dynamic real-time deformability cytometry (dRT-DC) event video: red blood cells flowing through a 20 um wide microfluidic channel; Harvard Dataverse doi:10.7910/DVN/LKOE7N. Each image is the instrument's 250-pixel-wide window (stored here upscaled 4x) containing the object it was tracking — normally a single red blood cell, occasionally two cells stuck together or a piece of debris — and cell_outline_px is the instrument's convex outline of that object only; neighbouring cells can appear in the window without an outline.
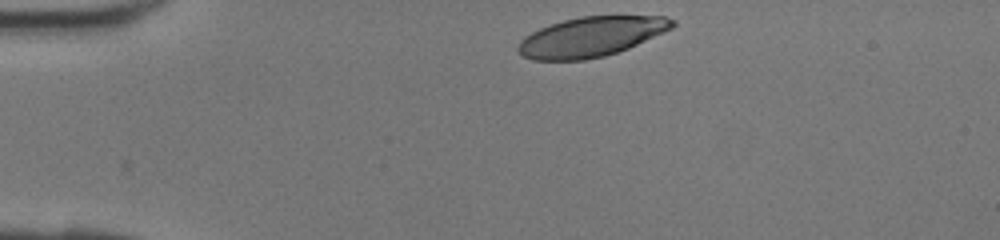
{"species": "human", "species_latin": "Homo sapiens", "temperature_condition": "room temperature", "stored_images_in_passage": 29, "camera_frame_rate_fps": 3000, "um_per_image_px": 0.085, "donor": {"sex": "female"}, "frame": {"image": 1, "passage_image": 1, "time_ms": 0.0, "image_size_px": [1000, 240], "cell_outline_px": [[676, 24], [672, 28], [664, 32], [628, 48], [604, 56], [584, 60], [532, 60], [524, 56], [516, 48], [520, 40], [524, 36], [540, 28], [564, 20], [580, 16], [664, 16], [676, 20]], "centroid_in_image_um": [50.24, 3.12], "position_along_channel_um": 34.8, "area_um2": 35.6}}
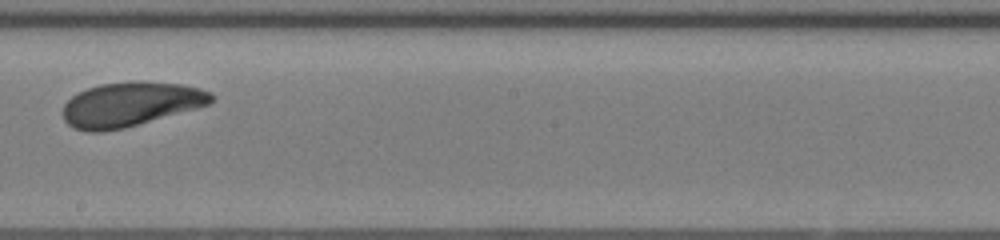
{"frame": {"image": 2, "passage_image": 17, "time_ms": 5.333, "image_size_px": [1000, 240], "cell_outline_px": [[216, 96], [208, 104], [196, 108], [124, 128], [104, 132], [88, 132], [72, 128], [64, 120], [64, 104], [72, 96], [88, 88], [100, 84], [180, 84], [200, 88], [212, 92]], "centroid_in_image_um": [11.06, 8.92], "position_along_channel_um": 237.1, "area_um2": 37.22}}
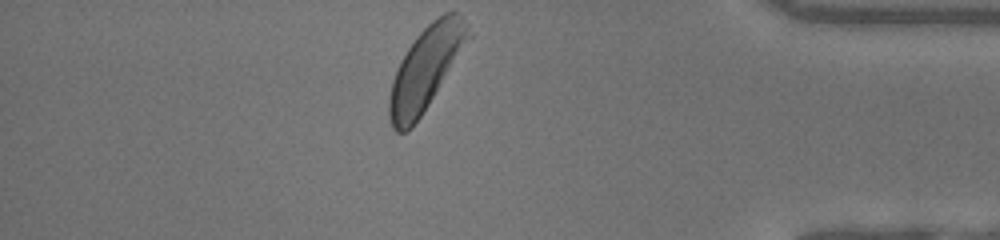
{"frame": {"image": 3, "passage_image": 29, "time_ms": 9.333, "image_size_px": [1000, 240], "cell_outline_px": [[472, 36], [428, 104], [412, 128], [404, 132], [396, 132], [392, 128], [388, 120], [388, 100], [392, 80], [400, 60], [416, 36], [432, 20], [444, 12], [456, 12], [468, 24]], "centroid_in_image_um": [36.16, 5.82], "position_along_channel_um": 399.0, "area_um2": 37.86}}